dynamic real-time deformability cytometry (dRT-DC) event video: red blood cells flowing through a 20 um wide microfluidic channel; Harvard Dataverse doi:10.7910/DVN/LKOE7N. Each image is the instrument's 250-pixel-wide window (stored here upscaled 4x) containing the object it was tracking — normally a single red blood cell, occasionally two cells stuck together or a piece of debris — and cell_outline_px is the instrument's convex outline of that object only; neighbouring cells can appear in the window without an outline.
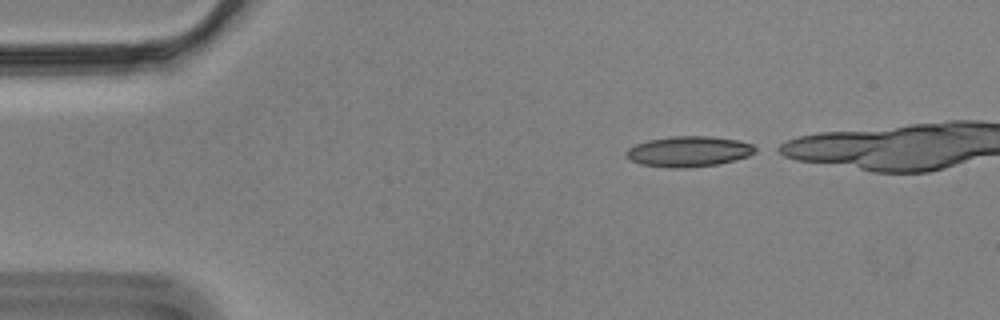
{"species": "Egyptian fruit bat (a non-hibernating species)", "species_latin": "Rousettus aegyptiacus", "temperature_condition": "cold", "stored_images_in_passage": 38, "camera_frame_rate_fps": 3000, "um_per_image_px": 0.085, "animal": {"sex": "male"}, "frame": {"image": 1, "passage_image": 1, "time_ms": 0.0, "image_size_px": [1000, 320], "cell_outline_px": [[760, 148], [756, 152], [748, 156], [736, 160], [720, 164], [688, 168], [668, 168], [640, 164], [632, 160], [624, 152], [628, 148], [636, 144], [648, 140], [672, 136], [712, 136], [740, 140], [752, 144]], "centroid_in_image_um": [58.6, 12.87], "position_along_channel_um": 26.4, "area_um2": 23.29}}
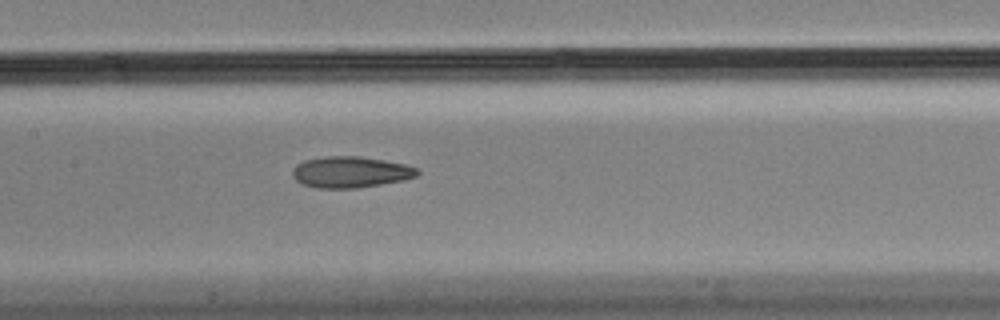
{"frame": {"image": 2, "passage_image": 19, "time_ms": 6.0, "image_size_px": [1000, 320], "cell_outline_px": [[420, 172], [416, 176], [404, 180], [356, 188], [316, 188], [304, 184], [296, 180], [292, 176], [292, 172], [296, 164], [304, 160], [328, 156], [360, 156], [384, 160], [404, 164], [416, 168]], "centroid_in_image_um": [29.78, 14.62], "position_along_channel_um": 177.6, "area_um2": 22.6}}
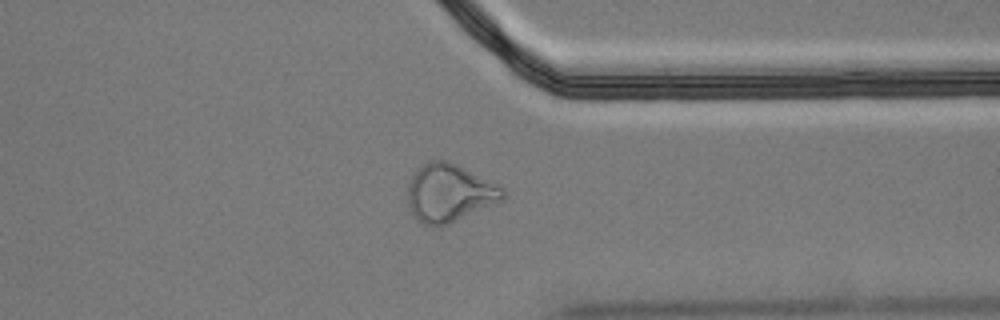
{"frame": {"image": 3, "passage_image": 36, "time_ms": 11.667, "image_size_px": [1000, 320], "cell_outline_px": [[504, 200], [440, 228], [432, 228], [416, 220], [408, 204], [408, 184], [416, 168], [428, 160], [448, 160], [500, 184], [504, 188]], "centroid_in_image_um": [38.2, 16.41], "position_along_channel_um": 373.2, "area_um2": 32.77}}